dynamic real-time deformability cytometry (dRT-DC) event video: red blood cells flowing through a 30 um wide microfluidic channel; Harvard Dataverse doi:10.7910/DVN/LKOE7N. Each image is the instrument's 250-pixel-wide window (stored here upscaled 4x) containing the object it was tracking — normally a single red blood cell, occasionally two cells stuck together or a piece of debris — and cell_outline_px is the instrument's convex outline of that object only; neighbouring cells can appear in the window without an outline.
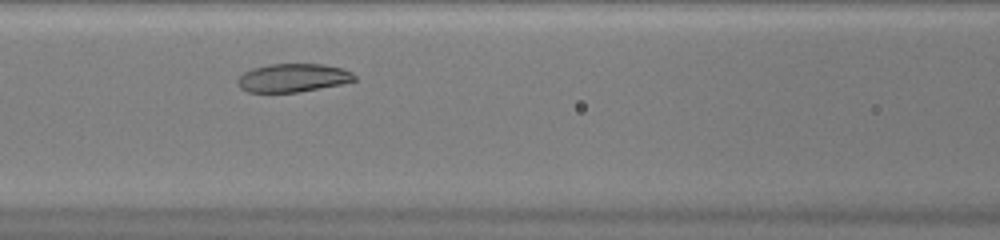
{"species": "common noctule bat (a hibernating species)", "species_latin": "Nyctalus noctula", "temperature_condition": "warm", "stored_images_in_passage": 29, "camera_frame_rate_fps": 3000, "um_per_image_px": 0.085, "animal": {"sex": "female", "body_mass_g": 20.0, "forearm_length_mm": 54.0}, "frame": {"image": 1, "passage_image": 9, "time_ms": 2.667, "image_size_px": [1000, 240], "cell_outline_px": [[356, 80], [340, 84], [300, 92], [248, 92], [240, 88], [236, 80], [244, 72], [252, 68], [268, 64], [324, 64], [344, 68], [352, 72], [356, 76]], "centroid_in_image_um": [24.9, 6.61], "position_along_channel_um": 141.7, "area_um2": 19.42}}
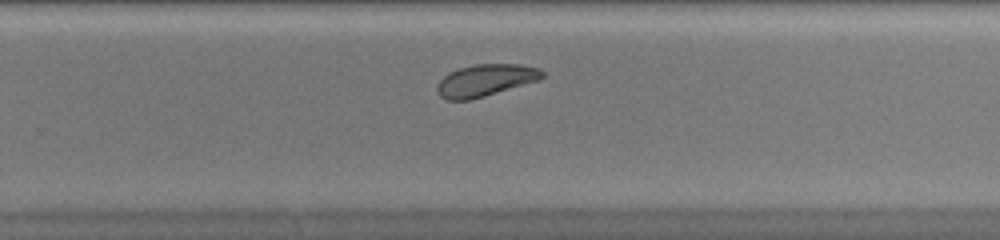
{"frame": {"image": 2, "passage_image": 20, "time_ms": 6.333, "image_size_px": [1000, 240], "cell_outline_px": [[544, 76], [540, 80], [484, 96], [468, 100], [448, 100], [440, 96], [436, 92], [436, 88], [440, 80], [444, 76], [460, 68], [476, 64], [520, 64], [540, 68], [544, 72]], "centroid_in_image_um": [41.29, 6.82], "position_along_channel_um": 288.5, "area_um2": 19.48}}
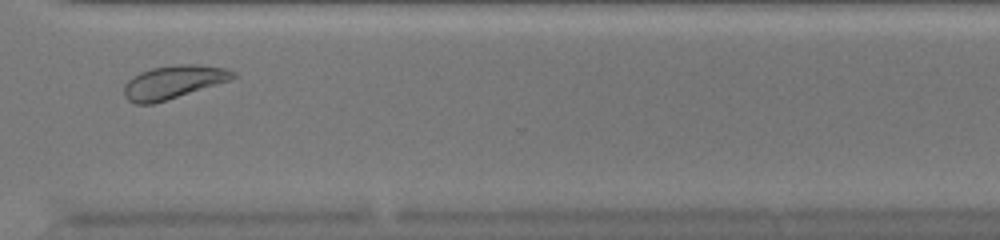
{"frame": {"image": 3, "passage_image": 25, "time_ms": 8.0, "image_size_px": [1000, 240], "cell_outline_px": [[236, 76], [228, 80], [152, 104], [136, 104], [128, 100], [124, 96], [124, 84], [132, 76], [140, 72], [152, 68], [176, 64], [196, 64], [224, 68], [236, 72]], "centroid_in_image_um": [14.67, 6.96], "position_along_channel_um": 355.9, "area_um2": 20.69}, "authors_computed_cell_mechanics": {"area_um2": 19.8254, "velocity_mm_per_s": 4.0111, "shape_relaxation_time_tau1_ms": 3.879, "shape_relaxation_time_tau2_ms": null, "deformation_change_tau1": 0.0868, "deformation_change_tau2": null}}